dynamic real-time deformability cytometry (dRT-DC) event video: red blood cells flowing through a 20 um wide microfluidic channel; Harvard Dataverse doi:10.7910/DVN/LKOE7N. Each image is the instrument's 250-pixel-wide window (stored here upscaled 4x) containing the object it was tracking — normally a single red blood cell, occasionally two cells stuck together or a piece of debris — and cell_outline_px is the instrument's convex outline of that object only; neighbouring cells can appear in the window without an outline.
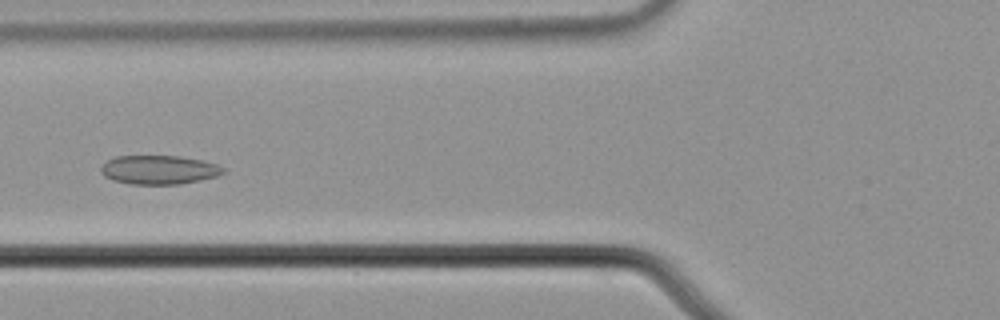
{"species": "common noctule bat (a hibernating species)", "species_latin": "Nyctalus noctula", "temperature_condition": "cold", "stored_images_in_passage": 47, "camera_frame_rate_fps": 3000, "um_per_image_px": 0.085, "animal": {"sex": "male", "body_mass_g": 21.5, "forearm_length_mm": 52.0}, "frame": {"image": 1, "passage_image": 13, "time_ms": 4.0, "image_size_px": [1000, 320], "cell_outline_px": [[224, 172], [216, 176], [200, 180], [180, 184], [132, 184], [112, 180], [104, 176], [100, 172], [100, 168], [108, 160], [116, 156], [180, 156], [204, 160], [216, 164], [224, 168]], "centroid_in_image_um": [13.5, 14.43], "position_along_channel_um": 112.3, "area_um2": 20.58}}
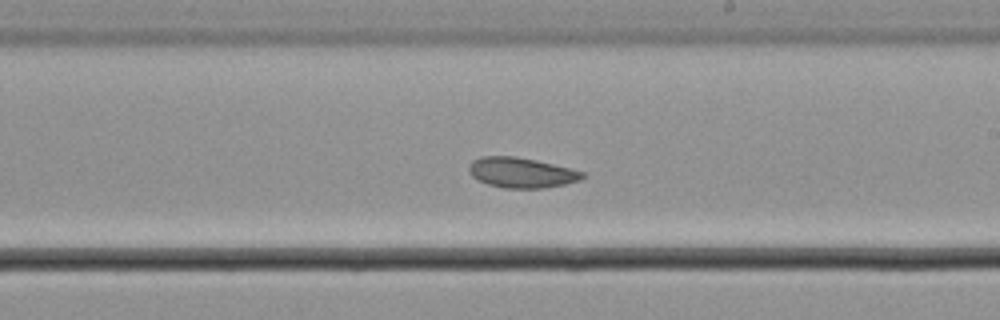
{"frame": {"image": 2, "passage_image": 24, "time_ms": 7.667, "image_size_px": [1000, 320], "cell_outline_px": [[584, 176], [580, 180], [564, 184], [544, 188], [504, 188], [488, 184], [476, 180], [468, 172], [468, 164], [472, 160], [480, 156], [516, 156], [536, 160], [584, 172]], "centroid_in_image_um": [44.25, 14.67], "position_along_channel_um": 244.8, "area_um2": 20.06}}
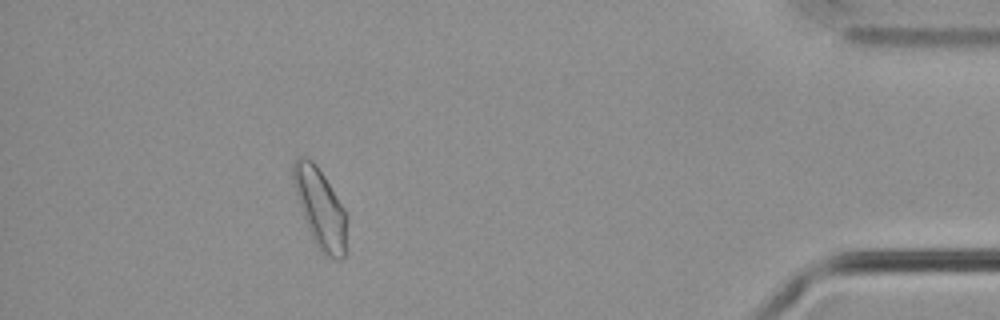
{"frame": {"image": 3, "passage_image": 42, "time_ms": 13.667, "image_size_px": [1000, 320], "cell_outline_px": [[348, 220], [344, 256], [340, 260], [336, 260], [328, 256], [316, 244], [308, 228], [296, 196], [292, 180], [292, 164], [296, 156], [304, 156], [312, 160], [316, 164], [324, 176], [344, 208], [348, 216]], "centroid_in_image_um": [27.22, 17.65], "position_along_channel_um": 408.0, "area_um2": 24.74}, "authors_computed_cell_mechanics": {"area_um2": 21.6172, "velocity_mm_per_s": 3.6147, "shape_relaxation_time_tau1_ms": null, "shape_relaxation_time_tau2_ms": 2.0857, "deformation_change_tau1": null, "deformation_change_tau2": 0.0539}}